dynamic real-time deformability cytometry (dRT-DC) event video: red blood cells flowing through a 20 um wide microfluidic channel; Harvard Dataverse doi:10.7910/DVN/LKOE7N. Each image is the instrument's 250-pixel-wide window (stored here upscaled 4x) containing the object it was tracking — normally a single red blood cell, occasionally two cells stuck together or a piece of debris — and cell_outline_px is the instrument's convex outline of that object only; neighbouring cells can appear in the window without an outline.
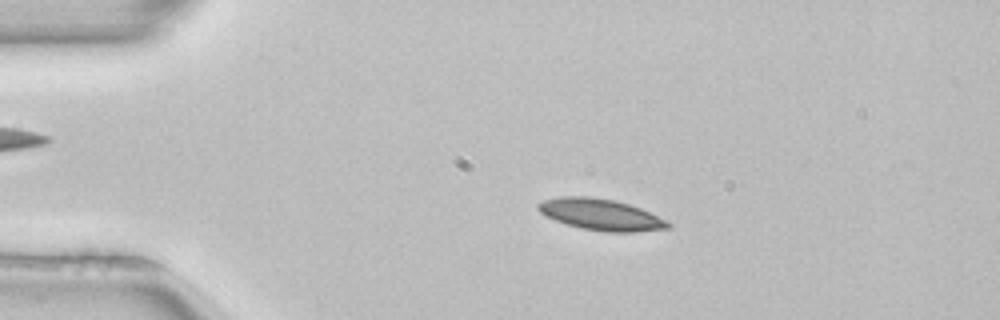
{"species": "common noctule bat (a hibernating species)", "species_latin": "Nyctalus noctula", "temperature_condition": "room temperature", "stored_images_in_passage": 51, "camera_frame_rate_fps": 3000, "um_per_image_px": 0.085, "animal": {"sex": "female", "body_mass_g": 22.7, "forearm_length_mm": 54.2}, "frame": {"image": 1, "passage_image": 10, "time_ms": 3.0, "image_size_px": [1000, 320], "cell_outline_px": [[672, 228], [636, 232], [604, 232], [580, 228], [544, 216], [536, 208], [536, 204], [544, 200], [560, 196], [588, 196], [616, 200], [640, 208], [668, 220], [672, 224]], "centroid_in_image_um": [51.09, 18.24], "position_along_channel_um": 33.9, "area_um2": 23.99}}
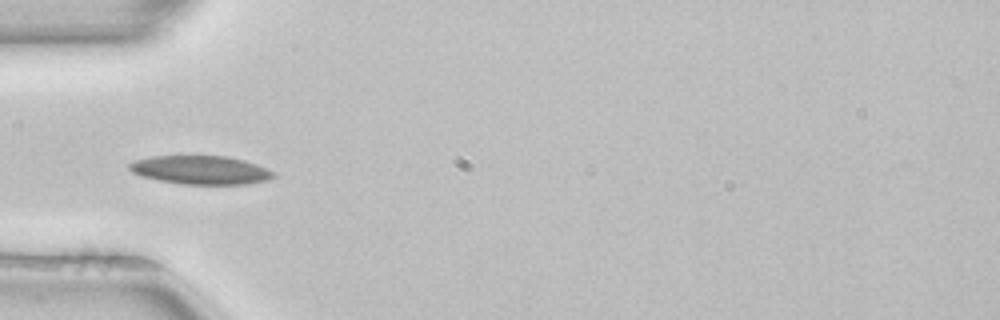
{"frame": {"image": 2, "passage_image": 16, "time_ms": 5.0, "image_size_px": [1000, 320], "cell_outline_px": [[276, 176], [268, 180], [248, 184], [184, 184], [160, 180], [140, 176], [132, 172], [128, 168], [128, 164], [132, 160], [152, 156], [228, 156], [244, 160], [256, 164], [272, 172]], "centroid_in_image_um": [17.01, 14.44], "position_along_channel_um": 68.0, "area_um2": 23.99}}
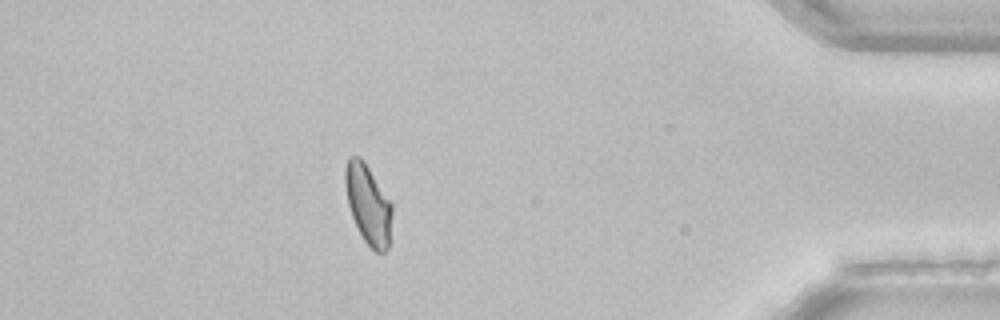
{"frame": {"image": 3, "passage_image": 45, "time_ms": 14.667, "image_size_px": [1000, 320], "cell_outline_px": [[392, 212], [388, 248], [384, 252], [376, 252], [364, 240], [352, 216], [348, 204], [344, 184], [344, 168], [348, 156], [360, 156], [392, 204]], "centroid_in_image_um": [31.27, 17.34], "position_along_channel_um": 403.9, "area_um2": 21.39}, "authors_computed_cell_mechanics": {"area_um2": 22.253, "velocity_mm_per_s": 3.9581, "shape_relaxation_time_tau1_ms": 9.7644, "shape_relaxation_time_tau2_ms": null, "deformation_change_tau1": 0.1915, "deformation_change_tau2": null}}